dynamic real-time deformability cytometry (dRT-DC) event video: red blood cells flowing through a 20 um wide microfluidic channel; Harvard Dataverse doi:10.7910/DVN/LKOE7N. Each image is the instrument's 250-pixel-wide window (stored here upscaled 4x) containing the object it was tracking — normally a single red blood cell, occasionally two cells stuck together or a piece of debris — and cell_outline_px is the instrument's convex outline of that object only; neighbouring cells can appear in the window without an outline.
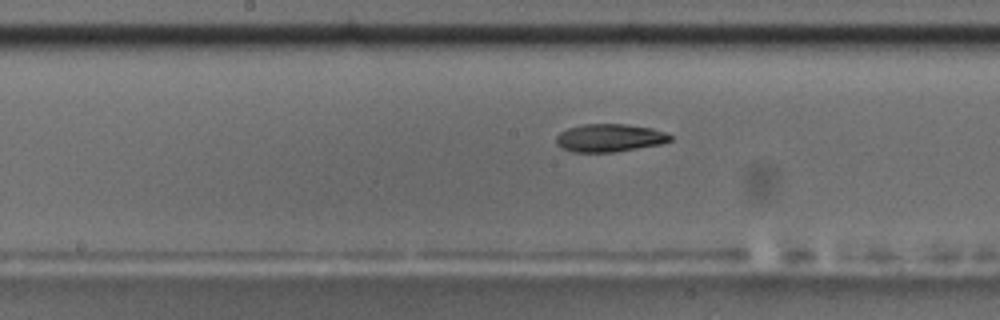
{"species": "common noctule bat (a hibernating species)", "species_latin": "Nyctalus noctula", "temperature_condition": "room temperature", "stored_images_in_passage": 41, "camera_frame_rate_fps": 3000, "um_per_image_px": 0.085, "animal": {"sex": "male", "body_mass_g": 17.5, "forearm_length_mm": 52.3}, "frame": {"image": 1, "passage_image": 24, "time_ms": 7.667, "image_size_px": [1000, 320], "cell_outline_px": [[672, 140], [660, 144], [616, 152], [572, 152], [560, 148], [556, 144], [556, 136], [560, 132], [568, 128], [584, 124], [624, 124], [652, 128], [664, 132], [672, 136]], "centroid_in_image_um": [51.78, 11.73], "position_along_channel_um": 196.4, "area_um2": 18.61}}